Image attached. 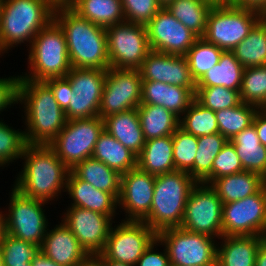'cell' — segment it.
I'll list each match as a JSON object with an SVG mask.
<instances>
[{
    "mask_svg": "<svg viewBox=\"0 0 266 266\" xmlns=\"http://www.w3.org/2000/svg\"><path fill=\"white\" fill-rule=\"evenodd\" d=\"M223 51V49L206 41L203 37L196 39L193 46L185 55L191 76L195 83L219 62Z\"/></svg>",
    "mask_w": 266,
    "mask_h": 266,
    "instance_id": "39",
    "label": "cell"
},
{
    "mask_svg": "<svg viewBox=\"0 0 266 266\" xmlns=\"http://www.w3.org/2000/svg\"><path fill=\"white\" fill-rule=\"evenodd\" d=\"M228 140L219 132L198 137L197 153L193 165V179L204 183L212 175L214 159Z\"/></svg>",
    "mask_w": 266,
    "mask_h": 266,
    "instance_id": "36",
    "label": "cell"
},
{
    "mask_svg": "<svg viewBox=\"0 0 266 266\" xmlns=\"http://www.w3.org/2000/svg\"><path fill=\"white\" fill-rule=\"evenodd\" d=\"M244 70L232 51H223L219 62L204 74L196 87L223 86L240 92Z\"/></svg>",
    "mask_w": 266,
    "mask_h": 266,
    "instance_id": "33",
    "label": "cell"
},
{
    "mask_svg": "<svg viewBox=\"0 0 266 266\" xmlns=\"http://www.w3.org/2000/svg\"><path fill=\"white\" fill-rule=\"evenodd\" d=\"M261 175L242 171L215 179L210 186L216 191L223 204L238 201L257 193L264 185Z\"/></svg>",
    "mask_w": 266,
    "mask_h": 266,
    "instance_id": "27",
    "label": "cell"
},
{
    "mask_svg": "<svg viewBox=\"0 0 266 266\" xmlns=\"http://www.w3.org/2000/svg\"><path fill=\"white\" fill-rule=\"evenodd\" d=\"M45 204L12 188L9 210L5 213L6 233L41 247L49 226L43 209Z\"/></svg>",
    "mask_w": 266,
    "mask_h": 266,
    "instance_id": "12",
    "label": "cell"
},
{
    "mask_svg": "<svg viewBox=\"0 0 266 266\" xmlns=\"http://www.w3.org/2000/svg\"><path fill=\"white\" fill-rule=\"evenodd\" d=\"M145 140L173 135L179 118L160 105L140 104L137 107Z\"/></svg>",
    "mask_w": 266,
    "mask_h": 266,
    "instance_id": "34",
    "label": "cell"
},
{
    "mask_svg": "<svg viewBox=\"0 0 266 266\" xmlns=\"http://www.w3.org/2000/svg\"><path fill=\"white\" fill-rule=\"evenodd\" d=\"M230 141L234 144L243 169L266 178V147L259 141L255 126L251 124Z\"/></svg>",
    "mask_w": 266,
    "mask_h": 266,
    "instance_id": "28",
    "label": "cell"
},
{
    "mask_svg": "<svg viewBox=\"0 0 266 266\" xmlns=\"http://www.w3.org/2000/svg\"><path fill=\"white\" fill-rule=\"evenodd\" d=\"M126 21L146 25L162 8L158 0H121Z\"/></svg>",
    "mask_w": 266,
    "mask_h": 266,
    "instance_id": "46",
    "label": "cell"
},
{
    "mask_svg": "<svg viewBox=\"0 0 266 266\" xmlns=\"http://www.w3.org/2000/svg\"><path fill=\"white\" fill-rule=\"evenodd\" d=\"M20 76L0 78V114L11 105L18 104V85Z\"/></svg>",
    "mask_w": 266,
    "mask_h": 266,
    "instance_id": "48",
    "label": "cell"
},
{
    "mask_svg": "<svg viewBox=\"0 0 266 266\" xmlns=\"http://www.w3.org/2000/svg\"><path fill=\"white\" fill-rule=\"evenodd\" d=\"M0 121V167L22 157L25 146L24 131L15 130Z\"/></svg>",
    "mask_w": 266,
    "mask_h": 266,
    "instance_id": "44",
    "label": "cell"
},
{
    "mask_svg": "<svg viewBox=\"0 0 266 266\" xmlns=\"http://www.w3.org/2000/svg\"><path fill=\"white\" fill-rule=\"evenodd\" d=\"M77 266H105V264L97 254H91L83 259Z\"/></svg>",
    "mask_w": 266,
    "mask_h": 266,
    "instance_id": "53",
    "label": "cell"
},
{
    "mask_svg": "<svg viewBox=\"0 0 266 266\" xmlns=\"http://www.w3.org/2000/svg\"><path fill=\"white\" fill-rule=\"evenodd\" d=\"M242 171H244L243 165L237 156L234 144L228 140L214 159L212 175L204 183L210 185L217 178Z\"/></svg>",
    "mask_w": 266,
    "mask_h": 266,
    "instance_id": "45",
    "label": "cell"
},
{
    "mask_svg": "<svg viewBox=\"0 0 266 266\" xmlns=\"http://www.w3.org/2000/svg\"><path fill=\"white\" fill-rule=\"evenodd\" d=\"M222 206V201L209 184L197 183L186 201L180 227L220 239L223 236Z\"/></svg>",
    "mask_w": 266,
    "mask_h": 266,
    "instance_id": "11",
    "label": "cell"
},
{
    "mask_svg": "<svg viewBox=\"0 0 266 266\" xmlns=\"http://www.w3.org/2000/svg\"><path fill=\"white\" fill-rule=\"evenodd\" d=\"M142 79L139 69L108 68L100 102L99 116L137 108L141 104Z\"/></svg>",
    "mask_w": 266,
    "mask_h": 266,
    "instance_id": "15",
    "label": "cell"
},
{
    "mask_svg": "<svg viewBox=\"0 0 266 266\" xmlns=\"http://www.w3.org/2000/svg\"><path fill=\"white\" fill-rule=\"evenodd\" d=\"M71 171L81 180L96 189L111 193L117 200L120 195L121 175L94 158H87L77 164Z\"/></svg>",
    "mask_w": 266,
    "mask_h": 266,
    "instance_id": "31",
    "label": "cell"
},
{
    "mask_svg": "<svg viewBox=\"0 0 266 266\" xmlns=\"http://www.w3.org/2000/svg\"><path fill=\"white\" fill-rule=\"evenodd\" d=\"M157 240L171 266H216L217 243L210 236L174 227L158 232Z\"/></svg>",
    "mask_w": 266,
    "mask_h": 266,
    "instance_id": "8",
    "label": "cell"
},
{
    "mask_svg": "<svg viewBox=\"0 0 266 266\" xmlns=\"http://www.w3.org/2000/svg\"><path fill=\"white\" fill-rule=\"evenodd\" d=\"M40 247L9 234H5L2 240V264L3 266H25L31 263Z\"/></svg>",
    "mask_w": 266,
    "mask_h": 266,
    "instance_id": "43",
    "label": "cell"
},
{
    "mask_svg": "<svg viewBox=\"0 0 266 266\" xmlns=\"http://www.w3.org/2000/svg\"><path fill=\"white\" fill-rule=\"evenodd\" d=\"M264 16L256 9L216 2L208 14L203 38L224 51H232Z\"/></svg>",
    "mask_w": 266,
    "mask_h": 266,
    "instance_id": "7",
    "label": "cell"
},
{
    "mask_svg": "<svg viewBox=\"0 0 266 266\" xmlns=\"http://www.w3.org/2000/svg\"><path fill=\"white\" fill-rule=\"evenodd\" d=\"M92 158L103 162L120 175L137 167V155L105 130L95 144Z\"/></svg>",
    "mask_w": 266,
    "mask_h": 266,
    "instance_id": "29",
    "label": "cell"
},
{
    "mask_svg": "<svg viewBox=\"0 0 266 266\" xmlns=\"http://www.w3.org/2000/svg\"><path fill=\"white\" fill-rule=\"evenodd\" d=\"M216 0H173L165 8L198 38L203 37L208 14Z\"/></svg>",
    "mask_w": 266,
    "mask_h": 266,
    "instance_id": "32",
    "label": "cell"
},
{
    "mask_svg": "<svg viewBox=\"0 0 266 266\" xmlns=\"http://www.w3.org/2000/svg\"><path fill=\"white\" fill-rule=\"evenodd\" d=\"M25 266H32L31 263H25Z\"/></svg>",
    "mask_w": 266,
    "mask_h": 266,
    "instance_id": "61",
    "label": "cell"
},
{
    "mask_svg": "<svg viewBox=\"0 0 266 266\" xmlns=\"http://www.w3.org/2000/svg\"><path fill=\"white\" fill-rule=\"evenodd\" d=\"M54 7L69 6L72 0H48Z\"/></svg>",
    "mask_w": 266,
    "mask_h": 266,
    "instance_id": "57",
    "label": "cell"
},
{
    "mask_svg": "<svg viewBox=\"0 0 266 266\" xmlns=\"http://www.w3.org/2000/svg\"><path fill=\"white\" fill-rule=\"evenodd\" d=\"M117 227H111L101 259H112L136 266L149 245L157 239V233L143 221L122 220Z\"/></svg>",
    "mask_w": 266,
    "mask_h": 266,
    "instance_id": "13",
    "label": "cell"
},
{
    "mask_svg": "<svg viewBox=\"0 0 266 266\" xmlns=\"http://www.w3.org/2000/svg\"><path fill=\"white\" fill-rule=\"evenodd\" d=\"M1 253H2V241H0V259H2L1 258Z\"/></svg>",
    "mask_w": 266,
    "mask_h": 266,
    "instance_id": "59",
    "label": "cell"
},
{
    "mask_svg": "<svg viewBox=\"0 0 266 266\" xmlns=\"http://www.w3.org/2000/svg\"><path fill=\"white\" fill-rule=\"evenodd\" d=\"M195 99L190 88L157 81H142L141 104L160 105L179 119Z\"/></svg>",
    "mask_w": 266,
    "mask_h": 266,
    "instance_id": "22",
    "label": "cell"
},
{
    "mask_svg": "<svg viewBox=\"0 0 266 266\" xmlns=\"http://www.w3.org/2000/svg\"><path fill=\"white\" fill-rule=\"evenodd\" d=\"M110 67L139 69L151 51L144 25L123 21L105 28Z\"/></svg>",
    "mask_w": 266,
    "mask_h": 266,
    "instance_id": "10",
    "label": "cell"
},
{
    "mask_svg": "<svg viewBox=\"0 0 266 266\" xmlns=\"http://www.w3.org/2000/svg\"><path fill=\"white\" fill-rule=\"evenodd\" d=\"M29 47L28 73L20 80L45 81L65 77L71 70L65 35L61 27L52 20L32 40Z\"/></svg>",
    "mask_w": 266,
    "mask_h": 266,
    "instance_id": "6",
    "label": "cell"
},
{
    "mask_svg": "<svg viewBox=\"0 0 266 266\" xmlns=\"http://www.w3.org/2000/svg\"><path fill=\"white\" fill-rule=\"evenodd\" d=\"M32 266H61L49 259L43 252L39 251L31 262Z\"/></svg>",
    "mask_w": 266,
    "mask_h": 266,
    "instance_id": "52",
    "label": "cell"
},
{
    "mask_svg": "<svg viewBox=\"0 0 266 266\" xmlns=\"http://www.w3.org/2000/svg\"><path fill=\"white\" fill-rule=\"evenodd\" d=\"M137 167L154 176L176 171L172 135L146 140L137 156Z\"/></svg>",
    "mask_w": 266,
    "mask_h": 266,
    "instance_id": "26",
    "label": "cell"
},
{
    "mask_svg": "<svg viewBox=\"0 0 266 266\" xmlns=\"http://www.w3.org/2000/svg\"><path fill=\"white\" fill-rule=\"evenodd\" d=\"M252 124L255 126L259 141L266 147V109H258Z\"/></svg>",
    "mask_w": 266,
    "mask_h": 266,
    "instance_id": "50",
    "label": "cell"
},
{
    "mask_svg": "<svg viewBox=\"0 0 266 266\" xmlns=\"http://www.w3.org/2000/svg\"><path fill=\"white\" fill-rule=\"evenodd\" d=\"M196 184L188 172L174 171L156 176L151 209L143 222L156 233L180 227L186 201Z\"/></svg>",
    "mask_w": 266,
    "mask_h": 266,
    "instance_id": "5",
    "label": "cell"
},
{
    "mask_svg": "<svg viewBox=\"0 0 266 266\" xmlns=\"http://www.w3.org/2000/svg\"><path fill=\"white\" fill-rule=\"evenodd\" d=\"M103 131L104 121L100 116L67 120L65 127L48 146L71 170L81 161L92 157Z\"/></svg>",
    "mask_w": 266,
    "mask_h": 266,
    "instance_id": "9",
    "label": "cell"
},
{
    "mask_svg": "<svg viewBox=\"0 0 266 266\" xmlns=\"http://www.w3.org/2000/svg\"><path fill=\"white\" fill-rule=\"evenodd\" d=\"M227 2L236 7L256 9L266 16V0H227Z\"/></svg>",
    "mask_w": 266,
    "mask_h": 266,
    "instance_id": "51",
    "label": "cell"
},
{
    "mask_svg": "<svg viewBox=\"0 0 266 266\" xmlns=\"http://www.w3.org/2000/svg\"><path fill=\"white\" fill-rule=\"evenodd\" d=\"M152 51L185 56L198 38L162 7L145 25Z\"/></svg>",
    "mask_w": 266,
    "mask_h": 266,
    "instance_id": "17",
    "label": "cell"
},
{
    "mask_svg": "<svg viewBox=\"0 0 266 266\" xmlns=\"http://www.w3.org/2000/svg\"><path fill=\"white\" fill-rule=\"evenodd\" d=\"M104 130L137 156L146 142L137 108L103 118Z\"/></svg>",
    "mask_w": 266,
    "mask_h": 266,
    "instance_id": "25",
    "label": "cell"
},
{
    "mask_svg": "<svg viewBox=\"0 0 266 266\" xmlns=\"http://www.w3.org/2000/svg\"><path fill=\"white\" fill-rule=\"evenodd\" d=\"M55 7L48 0H3L0 13V55L29 42L52 20Z\"/></svg>",
    "mask_w": 266,
    "mask_h": 266,
    "instance_id": "4",
    "label": "cell"
},
{
    "mask_svg": "<svg viewBox=\"0 0 266 266\" xmlns=\"http://www.w3.org/2000/svg\"><path fill=\"white\" fill-rule=\"evenodd\" d=\"M255 266H266V239L260 244L258 248Z\"/></svg>",
    "mask_w": 266,
    "mask_h": 266,
    "instance_id": "54",
    "label": "cell"
},
{
    "mask_svg": "<svg viewBox=\"0 0 266 266\" xmlns=\"http://www.w3.org/2000/svg\"><path fill=\"white\" fill-rule=\"evenodd\" d=\"M195 100L214 112L236 107L241 103L240 92L223 86L196 87Z\"/></svg>",
    "mask_w": 266,
    "mask_h": 266,
    "instance_id": "42",
    "label": "cell"
},
{
    "mask_svg": "<svg viewBox=\"0 0 266 266\" xmlns=\"http://www.w3.org/2000/svg\"><path fill=\"white\" fill-rule=\"evenodd\" d=\"M21 159L24 166L14 188L22 195L48 203L65 192L70 169L48 144H27Z\"/></svg>",
    "mask_w": 266,
    "mask_h": 266,
    "instance_id": "1",
    "label": "cell"
},
{
    "mask_svg": "<svg viewBox=\"0 0 266 266\" xmlns=\"http://www.w3.org/2000/svg\"><path fill=\"white\" fill-rule=\"evenodd\" d=\"M107 70L90 68H71L65 76L73 89L67 120L99 116L100 102Z\"/></svg>",
    "mask_w": 266,
    "mask_h": 266,
    "instance_id": "16",
    "label": "cell"
},
{
    "mask_svg": "<svg viewBox=\"0 0 266 266\" xmlns=\"http://www.w3.org/2000/svg\"><path fill=\"white\" fill-rule=\"evenodd\" d=\"M158 244L157 239L153 241L138 259L136 266H171L166 249L160 253L154 251V247L159 246Z\"/></svg>",
    "mask_w": 266,
    "mask_h": 266,
    "instance_id": "49",
    "label": "cell"
},
{
    "mask_svg": "<svg viewBox=\"0 0 266 266\" xmlns=\"http://www.w3.org/2000/svg\"><path fill=\"white\" fill-rule=\"evenodd\" d=\"M155 177L138 167L121 175L118 206L127 213L125 221H143L149 215Z\"/></svg>",
    "mask_w": 266,
    "mask_h": 266,
    "instance_id": "19",
    "label": "cell"
},
{
    "mask_svg": "<svg viewBox=\"0 0 266 266\" xmlns=\"http://www.w3.org/2000/svg\"><path fill=\"white\" fill-rule=\"evenodd\" d=\"M40 251L61 266H77L89 255L63 222L47 229Z\"/></svg>",
    "mask_w": 266,
    "mask_h": 266,
    "instance_id": "21",
    "label": "cell"
},
{
    "mask_svg": "<svg viewBox=\"0 0 266 266\" xmlns=\"http://www.w3.org/2000/svg\"><path fill=\"white\" fill-rule=\"evenodd\" d=\"M142 81H157L170 85L190 88L196 92L187 58L185 56L170 55L150 51L139 68Z\"/></svg>",
    "mask_w": 266,
    "mask_h": 266,
    "instance_id": "20",
    "label": "cell"
},
{
    "mask_svg": "<svg viewBox=\"0 0 266 266\" xmlns=\"http://www.w3.org/2000/svg\"><path fill=\"white\" fill-rule=\"evenodd\" d=\"M217 246L216 266H255L260 244L266 239L260 235L222 236Z\"/></svg>",
    "mask_w": 266,
    "mask_h": 266,
    "instance_id": "24",
    "label": "cell"
},
{
    "mask_svg": "<svg viewBox=\"0 0 266 266\" xmlns=\"http://www.w3.org/2000/svg\"><path fill=\"white\" fill-rule=\"evenodd\" d=\"M232 52L245 69L266 65V16Z\"/></svg>",
    "mask_w": 266,
    "mask_h": 266,
    "instance_id": "35",
    "label": "cell"
},
{
    "mask_svg": "<svg viewBox=\"0 0 266 266\" xmlns=\"http://www.w3.org/2000/svg\"><path fill=\"white\" fill-rule=\"evenodd\" d=\"M24 104L27 144H49L65 127V112L44 81L19 80L18 103Z\"/></svg>",
    "mask_w": 266,
    "mask_h": 266,
    "instance_id": "3",
    "label": "cell"
},
{
    "mask_svg": "<svg viewBox=\"0 0 266 266\" xmlns=\"http://www.w3.org/2000/svg\"><path fill=\"white\" fill-rule=\"evenodd\" d=\"M0 266H3V264H2V259H0Z\"/></svg>",
    "mask_w": 266,
    "mask_h": 266,
    "instance_id": "62",
    "label": "cell"
},
{
    "mask_svg": "<svg viewBox=\"0 0 266 266\" xmlns=\"http://www.w3.org/2000/svg\"><path fill=\"white\" fill-rule=\"evenodd\" d=\"M52 90L55 100L65 112L68 109L72 95V86L66 77L51 78L44 81Z\"/></svg>",
    "mask_w": 266,
    "mask_h": 266,
    "instance_id": "47",
    "label": "cell"
},
{
    "mask_svg": "<svg viewBox=\"0 0 266 266\" xmlns=\"http://www.w3.org/2000/svg\"><path fill=\"white\" fill-rule=\"evenodd\" d=\"M258 108L241 102L236 107L222 109L215 112L219 133L227 140L234 138L239 132L248 128Z\"/></svg>",
    "mask_w": 266,
    "mask_h": 266,
    "instance_id": "37",
    "label": "cell"
},
{
    "mask_svg": "<svg viewBox=\"0 0 266 266\" xmlns=\"http://www.w3.org/2000/svg\"><path fill=\"white\" fill-rule=\"evenodd\" d=\"M183 115L179 119V127L194 136H208L219 132L215 112L203 107L195 99Z\"/></svg>",
    "mask_w": 266,
    "mask_h": 266,
    "instance_id": "38",
    "label": "cell"
},
{
    "mask_svg": "<svg viewBox=\"0 0 266 266\" xmlns=\"http://www.w3.org/2000/svg\"><path fill=\"white\" fill-rule=\"evenodd\" d=\"M173 0H158L159 4L162 6V7H165L167 6L170 2H172Z\"/></svg>",
    "mask_w": 266,
    "mask_h": 266,
    "instance_id": "58",
    "label": "cell"
},
{
    "mask_svg": "<svg viewBox=\"0 0 266 266\" xmlns=\"http://www.w3.org/2000/svg\"><path fill=\"white\" fill-rule=\"evenodd\" d=\"M104 261L105 266H132L130 264H126L123 262L115 261L112 259H102Z\"/></svg>",
    "mask_w": 266,
    "mask_h": 266,
    "instance_id": "56",
    "label": "cell"
},
{
    "mask_svg": "<svg viewBox=\"0 0 266 266\" xmlns=\"http://www.w3.org/2000/svg\"><path fill=\"white\" fill-rule=\"evenodd\" d=\"M66 211L61 222L72 231L89 255L100 254L114 222L112 218L76 206H70Z\"/></svg>",
    "mask_w": 266,
    "mask_h": 266,
    "instance_id": "18",
    "label": "cell"
},
{
    "mask_svg": "<svg viewBox=\"0 0 266 266\" xmlns=\"http://www.w3.org/2000/svg\"><path fill=\"white\" fill-rule=\"evenodd\" d=\"M65 192L74 202L71 206L99 212L114 219L118 200L111 193L98 190L90 183L79 179L71 170Z\"/></svg>",
    "mask_w": 266,
    "mask_h": 266,
    "instance_id": "23",
    "label": "cell"
},
{
    "mask_svg": "<svg viewBox=\"0 0 266 266\" xmlns=\"http://www.w3.org/2000/svg\"><path fill=\"white\" fill-rule=\"evenodd\" d=\"M2 2L3 0H0V13H1Z\"/></svg>",
    "mask_w": 266,
    "mask_h": 266,
    "instance_id": "60",
    "label": "cell"
},
{
    "mask_svg": "<svg viewBox=\"0 0 266 266\" xmlns=\"http://www.w3.org/2000/svg\"><path fill=\"white\" fill-rule=\"evenodd\" d=\"M241 102L266 109V65L246 68L240 87Z\"/></svg>",
    "mask_w": 266,
    "mask_h": 266,
    "instance_id": "40",
    "label": "cell"
},
{
    "mask_svg": "<svg viewBox=\"0 0 266 266\" xmlns=\"http://www.w3.org/2000/svg\"><path fill=\"white\" fill-rule=\"evenodd\" d=\"M69 7L103 28L126 21L121 0H72Z\"/></svg>",
    "mask_w": 266,
    "mask_h": 266,
    "instance_id": "30",
    "label": "cell"
},
{
    "mask_svg": "<svg viewBox=\"0 0 266 266\" xmlns=\"http://www.w3.org/2000/svg\"><path fill=\"white\" fill-rule=\"evenodd\" d=\"M223 236L266 237V184L255 194L222 206Z\"/></svg>",
    "mask_w": 266,
    "mask_h": 266,
    "instance_id": "14",
    "label": "cell"
},
{
    "mask_svg": "<svg viewBox=\"0 0 266 266\" xmlns=\"http://www.w3.org/2000/svg\"><path fill=\"white\" fill-rule=\"evenodd\" d=\"M173 161L176 171L188 172L193 178L198 137L178 127L172 135Z\"/></svg>",
    "mask_w": 266,
    "mask_h": 266,
    "instance_id": "41",
    "label": "cell"
},
{
    "mask_svg": "<svg viewBox=\"0 0 266 266\" xmlns=\"http://www.w3.org/2000/svg\"><path fill=\"white\" fill-rule=\"evenodd\" d=\"M53 20L64 32L72 68H110L105 28L79 16L69 6L55 7Z\"/></svg>",
    "mask_w": 266,
    "mask_h": 266,
    "instance_id": "2",
    "label": "cell"
},
{
    "mask_svg": "<svg viewBox=\"0 0 266 266\" xmlns=\"http://www.w3.org/2000/svg\"><path fill=\"white\" fill-rule=\"evenodd\" d=\"M5 234H6L5 213L3 214L2 211H0V241L3 240Z\"/></svg>",
    "mask_w": 266,
    "mask_h": 266,
    "instance_id": "55",
    "label": "cell"
}]
</instances>
